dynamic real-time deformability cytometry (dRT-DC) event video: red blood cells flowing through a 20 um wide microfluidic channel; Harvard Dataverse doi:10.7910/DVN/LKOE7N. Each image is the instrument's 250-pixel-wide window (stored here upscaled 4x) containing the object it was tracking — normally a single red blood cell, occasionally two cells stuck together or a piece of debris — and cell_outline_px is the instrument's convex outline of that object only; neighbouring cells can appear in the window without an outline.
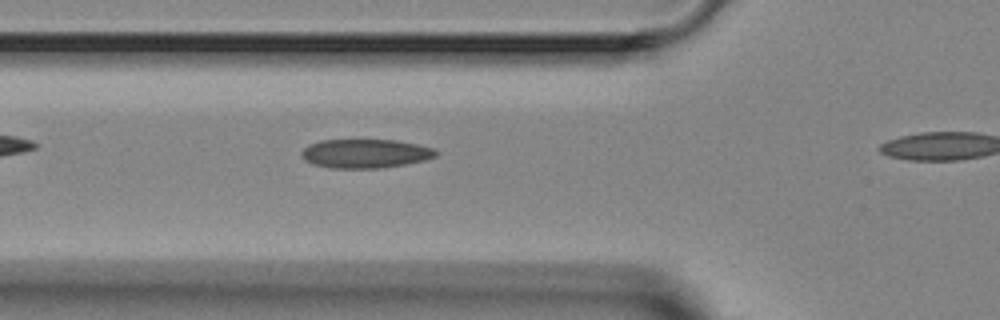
{"species": "Egyptian fruit bat (a non-hibernating species)", "species_latin": "Rousettus aegyptiacus", "temperature_condition": "room temperature", "stored_images_in_passage": 3, "camera_frame_rate_fps": 3000, "um_per_image_px": 0.085, "animal": {"sex": "female"}, "frame": {"image": 1, "passage_image": 2, "time_ms": 2.0, "image_size_px": [1000, 320], "cell_outline_px": [[436, 156], [424, 160], [404, 164], [380, 168], [328, 168], [312, 164], [304, 160], [300, 152], [308, 144], [320, 140], [396, 140], [436, 148]], "centroid_in_image_um": [31.01, 13.05], "position_along_channel_um": 94.8, "area_um2": 22.72}}